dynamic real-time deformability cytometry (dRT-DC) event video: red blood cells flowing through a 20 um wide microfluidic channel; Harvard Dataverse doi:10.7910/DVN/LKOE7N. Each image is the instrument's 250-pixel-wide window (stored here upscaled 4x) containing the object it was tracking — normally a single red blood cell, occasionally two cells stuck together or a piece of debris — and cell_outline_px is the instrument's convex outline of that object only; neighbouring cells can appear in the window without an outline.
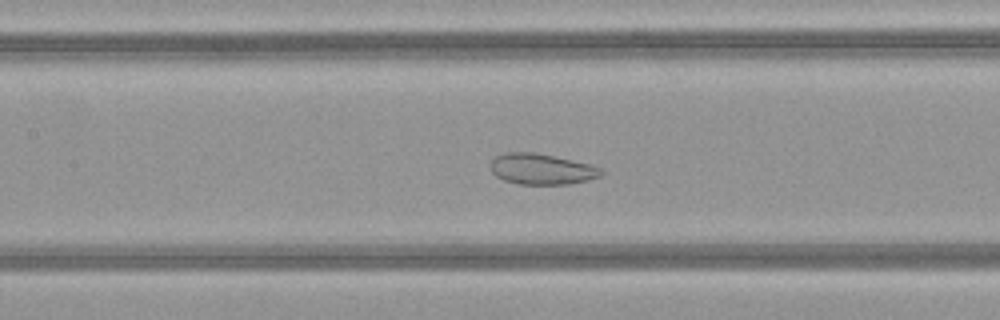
{"species": "common noctule bat (a hibernating species)", "species_latin": "Nyctalus noctula", "temperature_condition": "warm", "stored_images_in_passage": 34, "camera_frame_rate_fps": 3000, "um_per_image_px": 0.085, "animal": {"sex": "female", "body_mass_g": 21.9}, "frame": {"image": 1, "passage_image": 7, "time_ms": 2.0, "image_size_px": [1000, 320], "cell_outline_px": [[604, 172], [600, 176], [588, 180], [568, 184], [516, 184], [504, 180], [496, 176], [492, 172], [488, 164], [496, 156], [504, 152], [536, 152], [592, 164], [600, 168]], "centroid_in_image_um": [46.02, 14.36], "position_along_channel_um": 161.4, "area_um2": 20.11}}
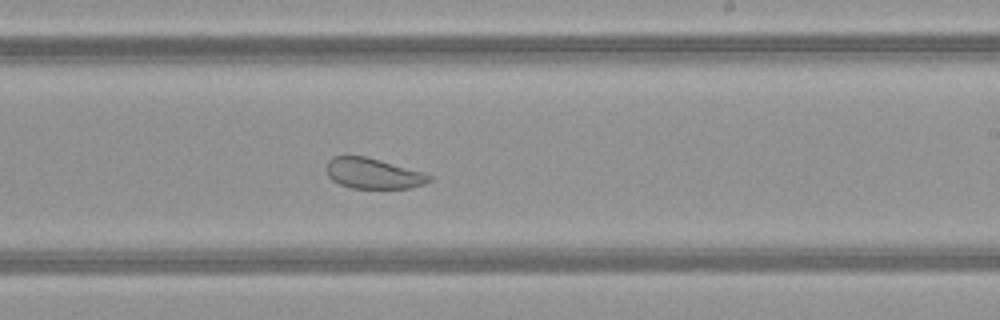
{"frame": {"image": 2, "passage_image": 14, "time_ms": 4.333, "image_size_px": [1000, 320], "cell_outline_px": [[432, 180], [424, 184], [412, 188], [352, 188], [340, 184], [332, 180], [328, 176], [328, 160], [332, 156], [364, 156], [380, 160], [424, 172], [432, 176]], "centroid_in_image_um": [31.75, 14.75], "position_along_channel_um": 257.2, "area_um2": 18.21}}
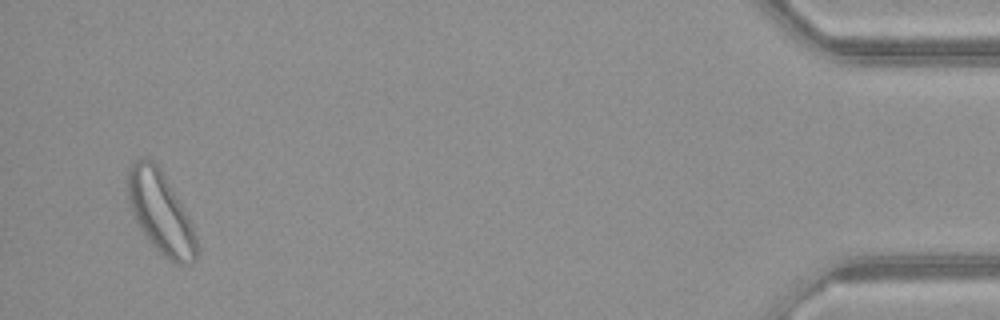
{"frame": {"image": 3, "passage_image": 32, "time_ms": 10.333, "image_size_px": [1000, 320], "cell_outline_px": [[196, 260], [192, 264], [176, 264], [164, 256], [148, 240], [140, 228], [132, 212], [128, 200], [128, 168], [136, 160], [144, 156], [152, 160], [160, 168], [188, 216], [196, 236]], "centroid_in_image_um": [13.64, 18.07], "position_along_channel_um": 421.6, "area_um2": 32.37}}